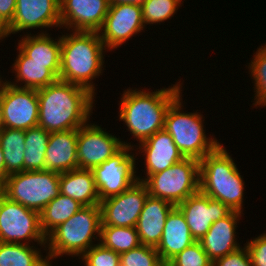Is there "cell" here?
<instances>
[{
	"label": "cell",
	"instance_id": "obj_1",
	"mask_svg": "<svg viewBox=\"0 0 266 266\" xmlns=\"http://www.w3.org/2000/svg\"><path fill=\"white\" fill-rule=\"evenodd\" d=\"M39 99L38 126L48 132L78 129L92 115L94 97L90 91L58 79L37 89Z\"/></svg>",
	"mask_w": 266,
	"mask_h": 266
},
{
	"label": "cell",
	"instance_id": "obj_2",
	"mask_svg": "<svg viewBox=\"0 0 266 266\" xmlns=\"http://www.w3.org/2000/svg\"><path fill=\"white\" fill-rule=\"evenodd\" d=\"M182 85L149 92L126 89L119 104V120L139 143L164 129L165 115L170 104L181 94Z\"/></svg>",
	"mask_w": 266,
	"mask_h": 266
},
{
	"label": "cell",
	"instance_id": "obj_3",
	"mask_svg": "<svg viewBox=\"0 0 266 266\" xmlns=\"http://www.w3.org/2000/svg\"><path fill=\"white\" fill-rule=\"evenodd\" d=\"M98 32L73 31L61 36L59 79L86 88L93 95V79L102 75L104 51ZM104 60V61H103Z\"/></svg>",
	"mask_w": 266,
	"mask_h": 266
},
{
	"label": "cell",
	"instance_id": "obj_4",
	"mask_svg": "<svg viewBox=\"0 0 266 266\" xmlns=\"http://www.w3.org/2000/svg\"><path fill=\"white\" fill-rule=\"evenodd\" d=\"M199 172V190L202 193L221 201L232 211H243V176L223 145L199 161Z\"/></svg>",
	"mask_w": 266,
	"mask_h": 266
},
{
	"label": "cell",
	"instance_id": "obj_5",
	"mask_svg": "<svg viewBox=\"0 0 266 266\" xmlns=\"http://www.w3.org/2000/svg\"><path fill=\"white\" fill-rule=\"evenodd\" d=\"M101 210L99 205L83 206L71 218L58 225L46 236L48 261L59 256H82L100 241ZM95 234H97L95 236ZM49 243V244H48ZM48 246V247H47Z\"/></svg>",
	"mask_w": 266,
	"mask_h": 266
},
{
	"label": "cell",
	"instance_id": "obj_6",
	"mask_svg": "<svg viewBox=\"0 0 266 266\" xmlns=\"http://www.w3.org/2000/svg\"><path fill=\"white\" fill-rule=\"evenodd\" d=\"M181 96L182 94L167 109L164 130L171 135L184 157L200 161L214 151L220 143L215 138L206 137L202 114H198L197 111L184 113Z\"/></svg>",
	"mask_w": 266,
	"mask_h": 266
},
{
	"label": "cell",
	"instance_id": "obj_7",
	"mask_svg": "<svg viewBox=\"0 0 266 266\" xmlns=\"http://www.w3.org/2000/svg\"><path fill=\"white\" fill-rule=\"evenodd\" d=\"M60 173L49 170L10 174L0 192L8 199L40 213L59 193Z\"/></svg>",
	"mask_w": 266,
	"mask_h": 266
},
{
	"label": "cell",
	"instance_id": "obj_8",
	"mask_svg": "<svg viewBox=\"0 0 266 266\" xmlns=\"http://www.w3.org/2000/svg\"><path fill=\"white\" fill-rule=\"evenodd\" d=\"M137 179L147 186L150 196L177 206L199 191V160L185 157L164 171Z\"/></svg>",
	"mask_w": 266,
	"mask_h": 266
},
{
	"label": "cell",
	"instance_id": "obj_9",
	"mask_svg": "<svg viewBox=\"0 0 266 266\" xmlns=\"http://www.w3.org/2000/svg\"><path fill=\"white\" fill-rule=\"evenodd\" d=\"M32 240L46 250L40 213L8 199L0 192V242L31 245Z\"/></svg>",
	"mask_w": 266,
	"mask_h": 266
},
{
	"label": "cell",
	"instance_id": "obj_10",
	"mask_svg": "<svg viewBox=\"0 0 266 266\" xmlns=\"http://www.w3.org/2000/svg\"><path fill=\"white\" fill-rule=\"evenodd\" d=\"M130 150H134L133 146H123L105 162L92 169L100 201L121 194L138 181L135 175V155Z\"/></svg>",
	"mask_w": 266,
	"mask_h": 266
},
{
	"label": "cell",
	"instance_id": "obj_11",
	"mask_svg": "<svg viewBox=\"0 0 266 266\" xmlns=\"http://www.w3.org/2000/svg\"><path fill=\"white\" fill-rule=\"evenodd\" d=\"M1 101L4 127L26 131L38 126L37 89L20 88L1 81Z\"/></svg>",
	"mask_w": 266,
	"mask_h": 266
},
{
	"label": "cell",
	"instance_id": "obj_12",
	"mask_svg": "<svg viewBox=\"0 0 266 266\" xmlns=\"http://www.w3.org/2000/svg\"><path fill=\"white\" fill-rule=\"evenodd\" d=\"M123 146L134 145L121 141L98 125L86 123L78 128V168L92 170L117 153Z\"/></svg>",
	"mask_w": 266,
	"mask_h": 266
},
{
	"label": "cell",
	"instance_id": "obj_13",
	"mask_svg": "<svg viewBox=\"0 0 266 266\" xmlns=\"http://www.w3.org/2000/svg\"><path fill=\"white\" fill-rule=\"evenodd\" d=\"M148 195L147 186L137 181L121 194L100 201L101 226L136 227Z\"/></svg>",
	"mask_w": 266,
	"mask_h": 266
},
{
	"label": "cell",
	"instance_id": "obj_14",
	"mask_svg": "<svg viewBox=\"0 0 266 266\" xmlns=\"http://www.w3.org/2000/svg\"><path fill=\"white\" fill-rule=\"evenodd\" d=\"M141 5L110 4L103 26L98 31L105 48L116 49L144 30Z\"/></svg>",
	"mask_w": 266,
	"mask_h": 266
},
{
	"label": "cell",
	"instance_id": "obj_15",
	"mask_svg": "<svg viewBox=\"0 0 266 266\" xmlns=\"http://www.w3.org/2000/svg\"><path fill=\"white\" fill-rule=\"evenodd\" d=\"M177 207L184 214L190 232L196 241L201 240L214 222L232 212L227 205L208 197L200 190L179 203Z\"/></svg>",
	"mask_w": 266,
	"mask_h": 266
},
{
	"label": "cell",
	"instance_id": "obj_16",
	"mask_svg": "<svg viewBox=\"0 0 266 266\" xmlns=\"http://www.w3.org/2000/svg\"><path fill=\"white\" fill-rule=\"evenodd\" d=\"M109 6V0H60L61 26L72 32H98Z\"/></svg>",
	"mask_w": 266,
	"mask_h": 266
},
{
	"label": "cell",
	"instance_id": "obj_17",
	"mask_svg": "<svg viewBox=\"0 0 266 266\" xmlns=\"http://www.w3.org/2000/svg\"><path fill=\"white\" fill-rule=\"evenodd\" d=\"M53 26L61 28L60 0H16L10 33Z\"/></svg>",
	"mask_w": 266,
	"mask_h": 266
},
{
	"label": "cell",
	"instance_id": "obj_18",
	"mask_svg": "<svg viewBox=\"0 0 266 266\" xmlns=\"http://www.w3.org/2000/svg\"><path fill=\"white\" fill-rule=\"evenodd\" d=\"M136 149L146 156V178L151 174L164 171L185 157L179 151L171 135L164 129L142 141Z\"/></svg>",
	"mask_w": 266,
	"mask_h": 266
},
{
	"label": "cell",
	"instance_id": "obj_19",
	"mask_svg": "<svg viewBox=\"0 0 266 266\" xmlns=\"http://www.w3.org/2000/svg\"><path fill=\"white\" fill-rule=\"evenodd\" d=\"M242 214L239 211H232L226 217L214 222L199 241L212 262L241 248L235 238V231Z\"/></svg>",
	"mask_w": 266,
	"mask_h": 266
},
{
	"label": "cell",
	"instance_id": "obj_20",
	"mask_svg": "<svg viewBox=\"0 0 266 266\" xmlns=\"http://www.w3.org/2000/svg\"><path fill=\"white\" fill-rule=\"evenodd\" d=\"M174 207L167 200L148 195L136 224L141 244L157 248L167 216Z\"/></svg>",
	"mask_w": 266,
	"mask_h": 266
},
{
	"label": "cell",
	"instance_id": "obj_21",
	"mask_svg": "<svg viewBox=\"0 0 266 266\" xmlns=\"http://www.w3.org/2000/svg\"><path fill=\"white\" fill-rule=\"evenodd\" d=\"M78 129L50 132L45 154V170L64 173L78 169Z\"/></svg>",
	"mask_w": 266,
	"mask_h": 266
},
{
	"label": "cell",
	"instance_id": "obj_22",
	"mask_svg": "<svg viewBox=\"0 0 266 266\" xmlns=\"http://www.w3.org/2000/svg\"><path fill=\"white\" fill-rule=\"evenodd\" d=\"M193 238L184 214L175 206L167 216L162 237L156 250L166 265L172 258L192 245Z\"/></svg>",
	"mask_w": 266,
	"mask_h": 266
},
{
	"label": "cell",
	"instance_id": "obj_23",
	"mask_svg": "<svg viewBox=\"0 0 266 266\" xmlns=\"http://www.w3.org/2000/svg\"><path fill=\"white\" fill-rule=\"evenodd\" d=\"M27 33L18 43V47L29 57V61L49 63V69L59 78L61 61V37L53 40L50 35L41 32L38 35Z\"/></svg>",
	"mask_w": 266,
	"mask_h": 266
},
{
	"label": "cell",
	"instance_id": "obj_24",
	"mask_svg": "<svg viewBox=\"0 0 266 266\" xmlns=\"http://www.w3.org/2000/svg\"><path fill=\"white\" fill-rule=\"evenodd\" d=\"M60 193L83 206L99 205L100 198L92 170L74 169L60 173Z\"/></svg>",
	"mask_w": 266,
	"mask_h": 266
},
{
	"label": "cell",
	"instance_id": "obj_25",
	"mask_svg": "<svg viewBox=\"0 0 266 266\" xmlns=\"http://www.w3.org/2000/svg\"><path fill=\"white\" fill-rule=\"evenodd\" d=\"M19 53L12 65L16 73V82H22L23 86L17 83L8 82L20 88L39 89L56 82L59 78L49 69V63L29 61V57L18 47Z\"/></svg>",
	"mask_w": 266,
	"mask_h": 266
},
{
	"label": "cell",
	"instance_id": "obj_26",
	"mask_svg": "<svg viewBox=\"0 0 266 266\" xmlns=\"http://www.w3.org/2000/svg\"><path fill=\"white\" fill-rule=\"evenodd\" d=\"M82 207L83 205L77 200L59 193L40 212V225L45 236L71 218Z\"/></svg>",
	"mask_w": 266,
	"mask_h": 266
},
{
	"label": "cell",
	"instance_id": "obj_27",
	"mask_svg": "<svg viewBox=\"0 0 266 266\" xmlns=\"http://www.w3.org/2000/svg\"><path fill=\"white\" fill-rule=\"evenodd\" d=\"M37 249L27 244L0 242V266H52Z\"/></svg>",
	"mask_w": 266,
	"mask_h": 266
},
{
	"label": "cell",
	"instance_id": "obj_28",
	"mask_svg": "<svg viewBox=\"0 0 266 266\" xmlns=\"http://www.w3.org/2000/svg\"><path fill=\"white\" fill-rule=\"evenodd\" d=\"M6 171L9 174L24 171L25 130L4 127L0 131Z\"/></svg>",
	"mask_w": 266,
	"mask_h": 266
},
{
	"label": "cell",
	"instance_id": "obj_29",
	"mask_svg": "<svg viewBox=\"0 0 266 266\" xmlns=\"http://www.w3.org/2000/svg\"><path fill=\"white\" fill-rule=\"evenodd\" d=\"M50 132L40 126L25 131L24 171L45 170V154Z\"/></svg>",
	"mask_w": 266,
	"mask_h": 266
},
{
	"label": "cell",
	"instance_id": "obj_30",
	"mask_svg": "<svg viewBox=\"0 0 266 266\" xmlns=\"http://www.w3.org/2000/svg\"><path fill=\"white\" fill-rule=\"evenodd\" d=\"M99 243L119 254L141 245L136 227L118 226H101Z\"/></svg>",
	"mask_w": 266,
	"mask_h": 266
},
{
	"label": "cell",
	"instance_id": "obj_31",
	"mask_svg": "<svg viewBox=\"0 0 266 266\" xmlns=\"http://www.w3.org/2000/svg\"><path fill=\"white\" fill-rule=\"evenodd\" d=\"M254 80L255 98L253 105L266 106V45L259 47L248 65Z\"/></svg>",
	"mask_w": 266,
	"mask_h": 266
},
{
	"label": "cell",
	"instance_id": "obj_32",
	"mask_svg": "<svg viewBox=\"0 0 266 266\" xmlns=\"http://www.w3.org/2000/svg\"><path fill=\"white\" fill-rule=\"evenodd\" d=\"M182 0H147L141 5L144 24H160L175 15Z\"/></svg>",
	"mask_w": 266,
	"mask_h": 266
},
{
	"label": "cell",
	"instance_id": "obj_33",
	"mask_svg": "<svg viewBox=\"0 0 266 266\" xmlns=\"http://www.w3.org/2000/svg\"><path fill=\"white\" fill-rule=\"evenodd\" d=\"M120 266H166L156 248L139 245L120 254Z\"/></svg>",
	"mask_w": 266,
	"mask_h": 266
},
{
	"label": "cell",
	"instance_id": "obj_34",
	"mask_svg": "<svg viewBox=\"0 0 266 266\" xmlns=\"http://www.w3.org/2000/svg\"><path fill=\"white\" fill-rule=\"evenodd\" d=\"M166 266H212V261L201 243L196 241L172 258Z\"/></svg>",
	"mask_w": 266,
	"mask_h": 266
},
{
	"label": "cell",
	"instance_id": "obj_35",
	"mask_svg": "<svg viewBox=\"0 0 266 266\" xmlns=\"http://www.w3.org/2000/svg\"><path fill=\"white\" fill-rule=\"evenodd\" d=\"M81 258L85 266H120V254L99 242L88 249Z\"/></svg>",
	"mask_w": 266,
	"mask_h": 266
},
{
	"label": "cell",
	"instance_id": "obj_36",
	"mask_svg": "<svg viewBox=\"0 0 266 266\" xmlns=\"http://www.w3.org/2000/svg\"><path fill=\"white\" fill-rule=\"evenodd\" d=\"M245 246L249 251L252 266H266V233L251 239Z\"/></svg>",
	"mask_w": 266,
	"mask_h": 266
},
{
	"label": "cell",
	"instance_id": "obj_37",
	"mask_svg": "<svg viewBox=\"0 0 266 266\" xmlns=\"http://www.w3.org/2000/svg\"><path fill=\"white\" fill-rule=\"evenodd\" d=\"M212 266H252L251 257L245 246L214 260Z\"/></svg>",
	"mask_w": 266,
	"mask_h": 266
},
{
	"label": "cell",
	"instance_id": "obj_38",
	"mask_svg": "<svg viewBox=\"0 0 266 266\" xmlns=\"http://www.w3.org/2000/svg\"><path fill=\"white\" fill-rule=\"evenodd\" d=\"M16 0H0V17L10 24L14 18Z\"/></svg>",
	"mask_w": 266,
	"mask_h": 266
},
{
	"label": "cell",
	"instance_id": "obj_39",
	"mask_svg": "<svg viewBox=\"0 0 266 266\" xmlns=\"http://www.w3.org/2000/svg\"><path fill=\"white\" fill-rule=\"evenodd\" d=\"M9 175L10 174L6 171L4 155L2 148L0 147V188L2 187Z\"/></svg>",
	"mask_w": 266,
	"mask_h": 266
},
{
	"label": "cell",
	"instance_id": "obj_40",
	"mask_svg": "<svg viewBox=\"0 0 266 266\" xmlns=\"http://www.w3.org/2000/svg\"><path fill=\"white\" fill-rule=\"evenodd\" d=\"M10 33L9 24L0 17V40L8 37Z\"/></svg>",
	"mask_w": 266,
	"mask_h": 266
},
{
	"label": "cell",
	"instance_id": "obj_41",
	"mask_svg": "<svg viewBox=\"0 0 266 266\" xmlns=\"http://www.w3.org/2000/svg\"><path fill=\"white\" fill-rule=\"evenodd\" d=\"M147 0H109L110 4H135V5H142Z\"/></svg>",
	"mask_w": 266,
	"mask_h": 266
},
{
	"label": "cell",
	"instance_id": "obj_42",
	"mask_svg": "<svg viewBox=\"0 0 266 266\" xmlns=\"http://www.w3.org/2000/svg\"><path fill=\"white\" fill-rule=\"evenodd\" d=\"M4 128L3 123V111H2V101H1V83H0V131Z\"/></svg>",
	"mask_w": 266,
	"mask_h": 266
}]
</instances>
